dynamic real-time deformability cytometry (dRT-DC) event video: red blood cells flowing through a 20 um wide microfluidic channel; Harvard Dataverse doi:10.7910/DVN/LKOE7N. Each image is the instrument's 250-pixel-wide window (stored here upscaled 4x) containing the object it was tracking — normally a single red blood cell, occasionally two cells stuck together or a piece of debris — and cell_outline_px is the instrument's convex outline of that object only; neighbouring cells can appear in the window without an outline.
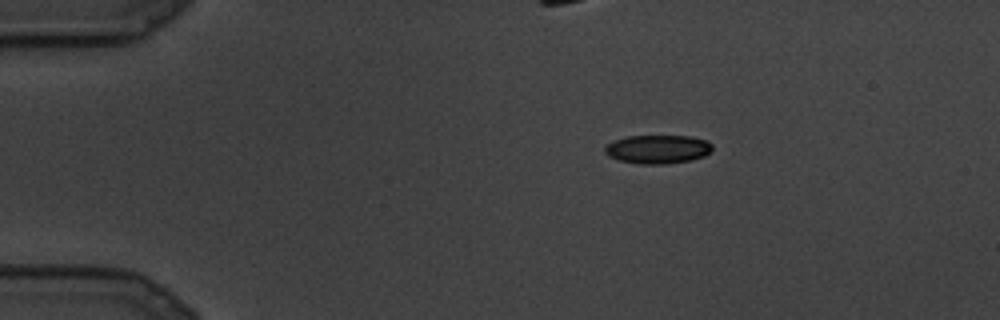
{"species": "common noctule bat (a hibernating species)", "species_latin": "Nyctalus noctula", "temperature_condition": "cold", "stored_images_in_passage": 22, "camera_frame_rate_fps": 3000, "um_per_image_px": 0.085, "animal": {"sex": "male", "body_mass_g": 19.5, "forearm_length_mm": 54.6}, "frame": {"image": 1, "passage_image": 1, "time_ms": 0.0, "image_size_px": [1000, 320], "cell_outline_px": [[712, 148], [704, 156], [692, 160], [668, 164], [640, 164], [620, 160], [608, 156], [604, 152], [604, 148], [612, 140], [628, 136], [688, 136], [708, 140], [712, 144]], "centroid_in_image_um": [55.9, 12.68], "position_along_channel_um": 29.1, "area_um2": 18.03}}